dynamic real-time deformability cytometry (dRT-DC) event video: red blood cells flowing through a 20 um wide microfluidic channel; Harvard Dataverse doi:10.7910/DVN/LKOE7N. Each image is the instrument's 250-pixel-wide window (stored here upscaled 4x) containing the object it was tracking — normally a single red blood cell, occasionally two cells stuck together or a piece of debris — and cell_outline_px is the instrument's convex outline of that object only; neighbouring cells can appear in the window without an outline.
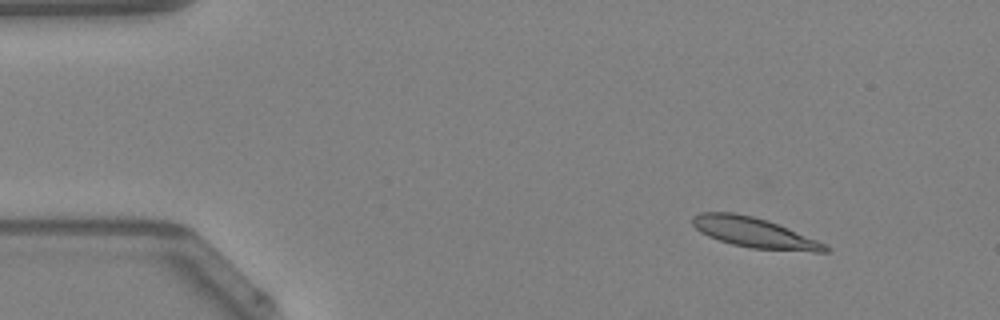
{"species": "Egyptian fruit bat (a non-hibernating species)", "species_latin": "Rousettus aegyptiacus", "temperature_condition": "warm", "stored_images_in_passage": 49, "camera_frame_rate_fps": 3000, "um_per_image_px": 0.085, "animal": {"sex": "female"}, "frame": {"image": 1, "passage_image": 6, "time_ms": 1.667, "image_size_px": [1000, 320], "cell_outline_px": [[832, 248], [828, 252], [812, 252], [752, 248], [732, 244], [708, 236], [700, 232], [692, 224], [692, 216], [700, 212], [732, 212], [752, 216], [768, 220], [828, 244]], "centroid_in_image_um": [64.15, 19.78], "position_along_channel_um": 20.8, "area_um2": 23.41}}
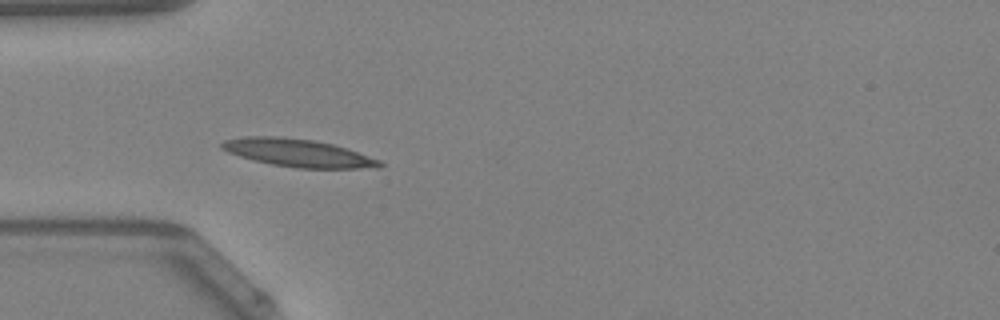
{"frame": {"image": 2, "passage_image": 15, "time_ms": 4.667, "image_size_px": [1000, 320], "cell_outline_px": [[384, 164], [380, 168], [296, 168], [272, 164], [240, 156], [228, 152], [220, 148], [220, 144], [224, 140], [244, 136], [280, 136], [316, 140], [332, 144], [380, 160]], "centroid_in_image_um": [25.31, 12.99], "position_along_channel_um": 59.7, "area_um2": 25.43}}
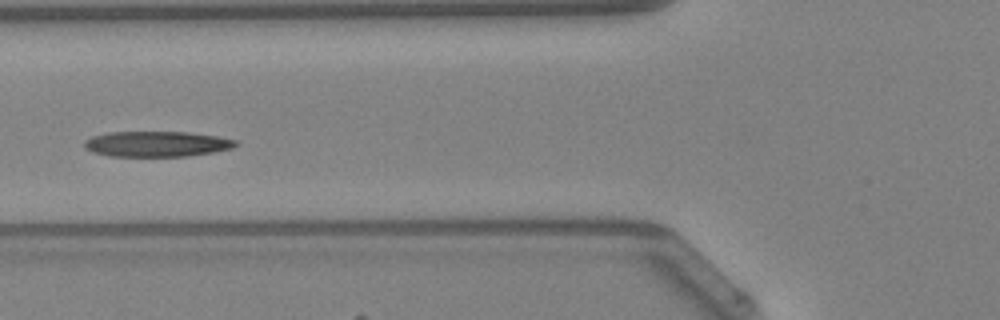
{"frame": {"image": 3, "passage_image": 19, "time_ms": 6.0, "image_size_px": [1000, 320], "cell_outline_px": [[240, 144], [232, 148], [212, 152], [188, 156], [108, 156], [92, 152], [84, 148], [84, 140], [92, 136], [108, 132], [188, 132], [216, 136], [236, 140]], "centroid_in_image_um": [13.3, 12.23], "position_along_channel_um": 112.5, "area_um2": 22.54}, "authors_computed_cell_mechanics": {"area_um2": 22.6576, "velocity_mm_per_s": 4.188, "shape_relaxation_time_tau1_ms": 10.701, "shape_relaxation_time_tau2_ms": 5.1224, "deformation_change_tau1": 0.2425, "deformation_change_tau2": 0.1148}}